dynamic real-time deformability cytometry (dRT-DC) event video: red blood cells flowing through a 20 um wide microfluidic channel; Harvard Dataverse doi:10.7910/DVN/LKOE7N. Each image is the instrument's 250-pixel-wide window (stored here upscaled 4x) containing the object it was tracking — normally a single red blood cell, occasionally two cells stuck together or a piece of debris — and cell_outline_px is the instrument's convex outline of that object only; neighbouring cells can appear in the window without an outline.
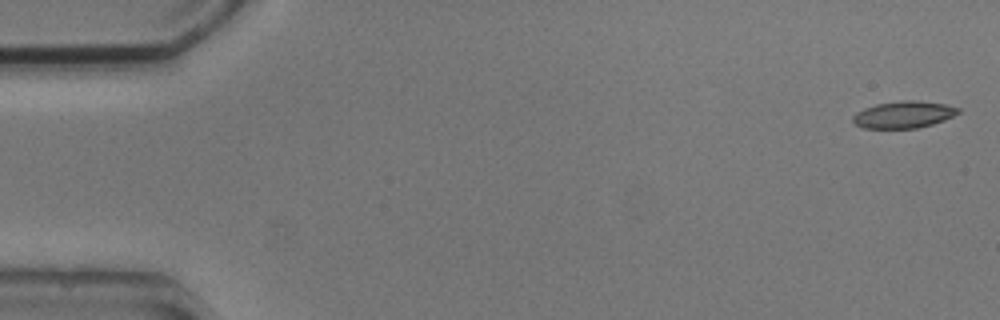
{"species": "common noctule bat (a hibernating species)", "species_latin": "Nyctalus noctula", "temperature_condition": "cold", "stored_images_in_passage": 4, "camera_frame_rate_fps": 3000, "um_per_image_px": 0.085, "animal": {"sex": "male", "body_mass_g": 20.5, "forearm_length_mm": 52.5}, "frame": {"image": 1, "passage_image": 1, "time_ms": 0.0, "image_size_px": [1000, 320], "cell_outline_px": [[960, 112], [944, 120], [932, 124], [916, 128], [864, 128], [856, 124], [852, 120], [852, 116], [856, 112], [864, 108], [876, 104], [904, 100], [916, 100], [944, 104], [960, 108]], "centroid_in_image_um": [76.8, 9.74], "position_along_channel_um": 8.2, "area_um2": 16.42}}
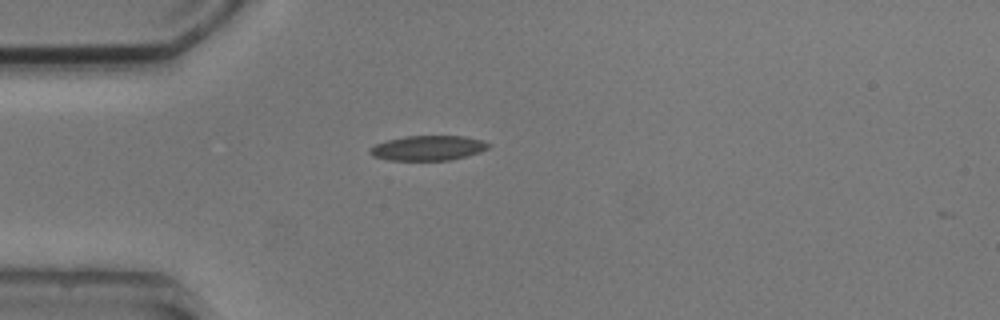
{"frame": {"image": 2, "passage_image": 3, "time_ms": 4.333, "image_size_px": [1000, 320], "cell_outline_px": [[492, 144], [488, 148], [480, 152], [448, 160], [388, 160], [372, 156], [368, 152], [368, 148], [376, 144], [388, 140], [404, 136], [464, 136], [484, 140]], "centroid_in_image_um": [36.37, 12.57], "position_along_channel_um": 48.6, "area_um2": 17.22}}